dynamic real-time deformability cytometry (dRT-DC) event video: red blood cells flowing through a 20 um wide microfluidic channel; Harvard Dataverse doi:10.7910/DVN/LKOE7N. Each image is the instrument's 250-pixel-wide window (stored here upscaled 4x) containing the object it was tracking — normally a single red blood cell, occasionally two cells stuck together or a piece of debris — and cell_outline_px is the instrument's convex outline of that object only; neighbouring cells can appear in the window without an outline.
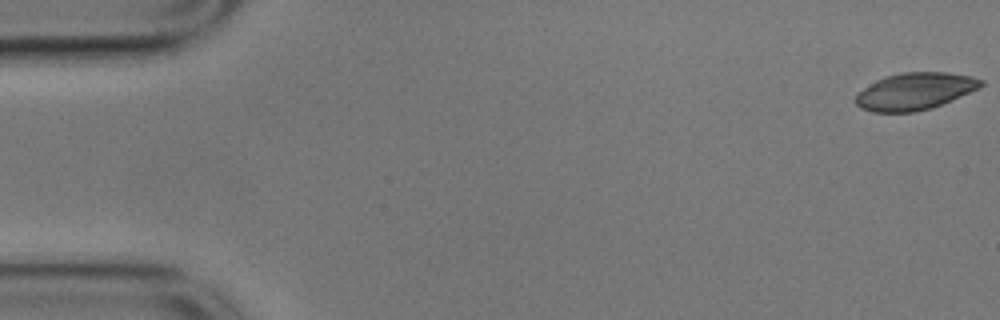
{"species": "common noctule bat (a hibernating species)", "species_latin": "Nyctalus noctula", "temperature_condition": "cold", "stored_images_in_passage": 30, "camera_frame_rate_fps": 3000, "um_per_image_px": 0.085, "animal": {"sex": "male", "body_mass_g": 17.9}, "frame": {"image": 1, "passage_image": 1, "time_ms": 0.0, "image_size_px": [1000, 320], "cell_outline_px": [[984, 84], [980, 88], [932, 108], [912, 112], [872, 112], [860, 108], [856, 104], [856, 96], [864, 88], [876, 80], [884, 76], [900, 72], [948, 72], [972, 76], [984, 80]], "centroid_in_image_um": [77.78, 7.75], "position_along_channel_um": 7.2, "area_um2": 27.11}}
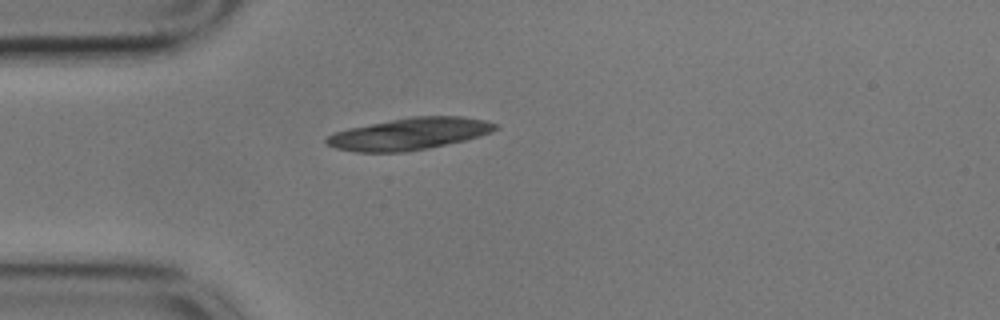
{"frame": {"image": 2, "passage_image": 15, "time_ms": 4.667, "image_size_px": [1000, 320], "cell_outline_px": [[500, 128], [492, 132], [480, 136], [464, 140], [428, 148], [404, 152], [356, 152], [336, 148], [324, 144], [324, 140], [332, 132], [348, 128], [412, 116], [460, 116], [484, 120], [496, 124]], "centroid_in_image_um": [34.77, 11.38], "position_along_channel_um": 50.2, "area_um2": 31.39}}